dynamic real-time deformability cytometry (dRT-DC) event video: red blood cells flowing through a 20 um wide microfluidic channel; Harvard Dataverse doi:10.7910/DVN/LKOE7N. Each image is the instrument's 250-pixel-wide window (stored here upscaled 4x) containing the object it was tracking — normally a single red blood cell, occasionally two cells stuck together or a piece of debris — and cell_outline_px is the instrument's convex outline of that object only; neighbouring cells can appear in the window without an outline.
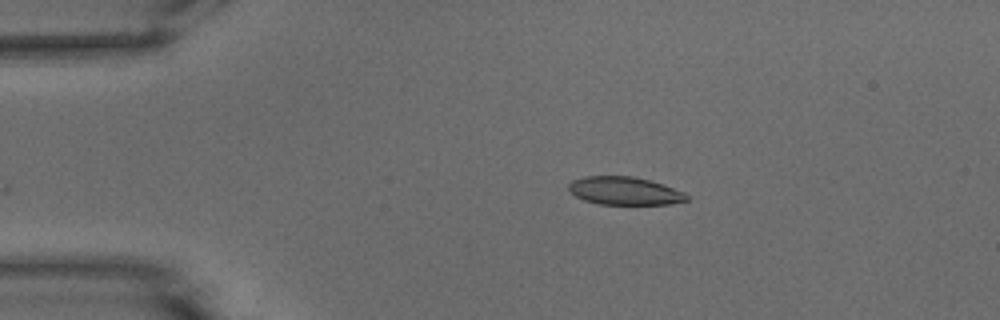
{"species": "common noctule bat (a hibernating species)", "species_latin": "Nyctalus noctula", "temperature_condition": "warm", "stored_images_in_passage": 44, "camera_frame_rate_fps": 3000, "um_per_image_px": 0.085, "animal": {"sex": "male", "body_mass_g": 15.6}, "frame": {"image": 1, "passage_image": 1, "time_ms": 0.0, "image_size_px": [1000, 320], "cell_outline_px": [[688, 200], [668, 204], [600, 204], [584, 200], [576, 196], [568, 188], [568, 184], [572, 180], [584, 176], [632, 176], [664, 184], [684, 192], [688, 196]], "centroid_in_image_um": [53.08, 16.22], "position_along_channel_um": 31.9, "area_um2": 19.19}}
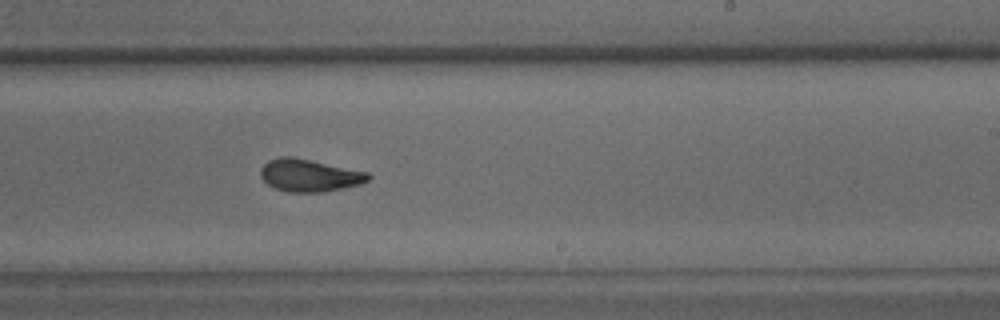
{"frame": {"image": 2, "passage_image": 23, "time_ms": 7.333, "image_size_px": [1000, 320], "cell_outline_px": [[372, 176], [368, 180], [360, 184], [320, 192], [288, 192], [276, 188], [268, 184], [260, 176], [260, 168], [268, 160], [280, 156], [292, 156], [368, 172]], "centroid_in_image_um": [26.27, 14.89], "position_along_channel_um": 262.7, "area_um2": 20.23}}
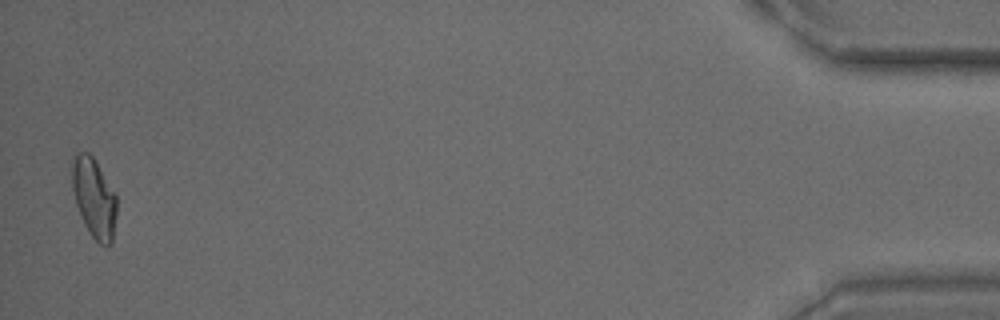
{"frame": {"image": 3, "passage_image": 43, "time_ms": 14.0, "image_size_px": [1000, 320], "cell_outline_px": [[116, 216], [112, 244], [104, 248], [92, 236], [84, 224], [76, 204], [72, 188], [72, 164], [76, 156], [80, 152], [88, 152], [92, 156], [116, 196]], "centroid_in_image_um": [8.0, 16.89], "position_along_channel_um": 427.2, "area_um2": 20.35}, "authors_computed_cell_mechanics": {"area_um2": 20.2589, "velocity_mm_per_s": 3.8041, "shape_relaxation_time_tau1_ms": 6.824, "shape_relaxation_time_tau2_ms": 1.9648, "deformation_change_tau1": 0.1766, "deformation_change_tau2": 0.0756}}